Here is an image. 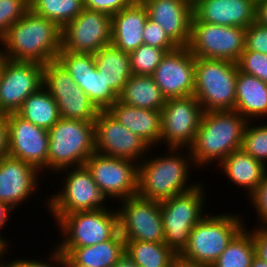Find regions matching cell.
Returning a JSON list of instances; mask_svg holds the SVG:
<instances>
[{"instance_id":"6da1fadb","label":"cell","mask_w":267,"mask_h":267,"mask_svg":"<svg viewBox=\"0 0 267 267\" xmlns=\"http://www.w3.org/2000/svg\"><path fill=\"white\" fill-rule=\"evenodd\" d=\"M0 48L9 60L45 65L55 61L61 51L62 29L52 20L29 9L8 29L0 40Z\"/></svg>"},{"instance_id":"7a4b0ae2","label":"cell","mask_w":267,"mask_h":267,"mask_svg":"<svg viewBox=\"0 0 267 267\" xmlns=\"http://www.w3.org/2000/svg\"><path fill=\"white\" fill-rule=\"evenodd\" d=\"M184 150L167 148L168 155L164 153L154 158L147 154L148 157H145L138 165L137 195L160 202L197 187L198 182L194 184L188 182L191 181V179L188 180L191 176L190 168L195 165L190 149H187L185 156L182 154Z\"/></svg>"},{"instance_id":"3957f363","label":"cell","mask_w":267,"mask_h":267,"mask_svg":"<svg viewBox=\"0 0 267 267\" xmlns=\"http://www.w3.org/2000/svg\"><path fill=\"white\" fill-rule=\"evenodd\" d=\"M248 122L235 110L204 112L190 148L195 168L213 162L218 165L234 150L240 149Z\"/></svg>"},{"instance_id":"277c9868","label":"cell","mask_w":267,"mask_h":267,"mask_svg":"<svg viewBox=\"0 0 267 267\" xmlns=\"http://www.w3.org/2000/svg\"><path fill=\"white\" fill-rule=\"evenodd\" d=\"M47 170L57 171L84 165L95 153V124L90 121L61 118L48 130ZM50 169V170H49Z\"/></svg>"},{"instance_id":"5b68a950","label":"cell","mask_w":267,"mask_h":267,"mask_svg":"<svg viewBox=\"0 0 267 267\" xmlns=\"http://www.w3.org/2000/svg\"><path fill=\"white\" fill-rule=\"evenodd\" d=\"M237 74L235 62L195 57L193 95L204 112L235 109Z\"/></svg>"},{"instance_id":"8992f818","label":"cell","mask_w":267,"mask_h":267,"mask_svg":"<svg viewBox=\"0 0 267 267\" xmlns=\"http://www.w3.org/2000/svg\"><path fill=\"white\" fill-rule=\"evenodd\" d=\"M238 215V216H237ZM242 215L233 213L205 216L192 228L181 257L211 266L232 239L245 227Z\"/></svg>"},{"instance_id":"52a82bcc","label":"cell","mask_w":267,"mask_h":267,"mask_svg":"<svg viewBox=\"0 0 267 267\" xmlns=\"http://www.w3.org/2000/svg\"><path fill=\"white\" fill-rule=\"evenodd\" d=\"M56 226L62 240L56 248L66 255L73 247H86L108 241L119 232V216L117 209L110 207L73 212L62 215Z\"/></svg>"},{"instance_id":"ba28073f","label":"cell","mask_w":267,"mask_h":267,"mask_svg":"<svg viewBox=\"0 0 267 267\" xmlns=\"http://www.w3.org/2000/svg\"><path fill=\"white\" fill-rule=\"evenodd\" d=\"M62 172L66 173L60 188L62 191L59 190L45 199L48 213L52 215L51 217L54 216L53 221L56 222L62 215L73 212L108 208L107 204L105 205L108 199L95 183L85 164L61 169L55 175Z\"/></svg>"},{"instance_id":"9c48e42d","label":"cell","mask_w":267,"mask_h":267,"mask_svg":"<svg viewBox=\"0 0 267 267\" xmlns=\"http://www.w3.org/2000/svg\"><path fill=\"white\" fill-rule=\"evenodd\" d=\"M160 201L164 243L179 255L186 247L192 228L205 216V186Z\"/></svg>"},{"instance_id":"30bf717a","label":"cell","mask_w":267,"mask_h":267,"mask_svg":"<svg viewBox=\"0 0 267 267\" xmlns=\"http://www.w3.org/2000/svg\"><path fill=\"white\" fill-rule=\"evenodd\" d=\"M245 28L201 22L194 16L188 48L194 57L237 63L245 50Z\"/></svg>"},{"instance_id":"8fae6325","label":"cell","mask_w":267,"mask_h":267,"mask_svg":"<svg viewBox=\"0 0 267 267\" xmlns=\"http://www.w3.org/2000/svg\"><path fill=\"white\" fill-rule=\"evenodd\" d=\"M43 87L57 103L61 118L96 120L99 110L57 60L43 65Z\"/></svg>"},{"instance_id":"7c38bea8","label":"cell","mask_w":267,"mask_h":267,"mask_svg":"<svg viewBox=\"0 0 267 267\" xmlns=\"http://www.w3.org/2000/svg\"><path fill=\"white\" fill-rule=\"evenodd\" d=\"M204 110L194 95L167 99L161 110V140L167 148L190 149Z\"/></svg>"},{"instance_id":"4fadbf2b","label":"cell","mask_w":267,"mask_h":267,"mask_svg":"<svg viewBox=\"0 0 267 267\" xmlns=\"http://www.w3.org/2000/svg\"><path fill=\"white\" fill-rule=\"evenodd\" d=\"M85 165L107 199H117L118 202L137 195L138 163L95 152Z\"/></svg>"},{"instance_id":"5bb4252c","label":"cell","mask_w":267,"mask_h":267,"mask_svg":"<svg viewBox=\"0 0 267 267\" xmlns=\"http://www.w3.org/2000/svg\"><path fill=\"white\" fill-rule=\"evenodd\" d=\"M119 201V232L124 240L164 242L159 201L138 195Z\"/></svg>"},{"instance_id":"9a60e30c","label":"cell","mask_w":267,"mask_h":267,"mask_svg":"<svg viewBox=\"0 0 267 267\" xmlns=\"http://www.w3.org/2000/svg\"><path fill=\"white\" fill-rule=\"evenodd\" d=\"M111 44V16L83 8L82 12L62 29L61 51L95 54Z\"/></svg>"},{"instance_id":"2e32d148","label":"cell","mask_w":267,"mask_h":267,"mask_svg":"<svg viewBox=\"0 0 267 267\" xmlns=\"http://www.w3.org/2000/svg\"><path fill=\"white\" fill-rule=\"evenodd\" d=\"M95 124V151L107 156L140 163L151 147L107 110H99ZM145 154V155H144Z\"/></svg>"},{"instance_id":"e0dca14e","label":"cell","mask_w":267,"mask_h":267,"mask_svg":"<svg viewBox=\"0 0 267 267\" xmlns=\"http://www.w3.org/2000/svg\"><path fill=\"white\" fill-rule=\"evenodd\" d=\"M41 87L42 64L7 59L0 79V114L17 112Z\"/></svg>"},{"instance_id":"ac0fdd59","label":"cell","mask_w":267,"mask_h":267,"mask_svg":"<svg viewBox=\"0 0 267 267\" xmlns=\"http://www.w3.org/2000/svg\"><path fill=\"white\" fill-rule=\"evenodd\" d=\"M56 60L98 110H107L118 100V96L106 85L102 72L96 69L94 54L60 51Z\"/></svg>"},{"instance_id":"d6986e66","label":"cell","mask_w":267,"mask_h":267,"mask_svg":"<svg viewBox=\"0 0 267 267\" xmlns=\"http://www.w3.org/2000/svg\"><path fill=\"white\" fill-rule=\"evenodd\" d=\"M9 126V156L36 167L40 173L47 168L48 130L33 125L17 112L6 114Z\"/></svg>"},{"instance_id":"ffe728a7","label":"cell","mask_w":267,"mask_h":267,"mask_svg":"<svg viewBox=\"0 0 267 267\" xmlns=\"http://www.w3.org/2000/svg\"><path fill=\"white\" fill-rule=\"evenodd\" d=\"M152 76L166 99L191 96L194 93L195 57L188 47H177L166 52Z\"/></svg>"},{"instance_id":"44dd1931","label":"cell","mask_w":267,"mask_h":267,"mask_svg":"<svg viewBox=\"0 0 267 267\" xmlns=\"http://www.w3.org/2000/svg\"><path fill=\"white\" fill-rule=\"evenodd\" d=\"M39 172L36 167L15 157L0 158V202L15 209L21 202L30 200L38 190Z\"/></svg>"},{"instance_id":"7402d4cb","label":"cell","mask_w":267,"mask_h":267,"mask_svg":"<svg viewBox=\"0 0 267 267\" xmlns=\"http://www.w3.org/2000/svg\"><path fill=\"white\" fill-rule=\"evenodd\" d=\"M148 17L159 24L178 47H188L193 17L192 0H141Z\"/></svg>"},{"instance_id":"603a6c76","label":"cell","mask_w":267,"mask_h":267,"mask_svg":"<svg viewBox=\"0 0 267 267\" xmlns=\"http://www.w3.org/2000/svg\"><path fill=\"white\" fill-rule=\"evenodd\" d=\"M257 0H193V16L210 24L247 28L256 21Z\"/></svg>"},{"instance_id":"cb8c5ba5","label":"cell","mask_w":267,"mask_h":267,"mask_svg":"<svg viewBox=\"0 0 267 267\" xmlns=\"http://www.w3.org/2000/svg\"><path fill=\"white\" fill-rule=\"evenodd\" d=\"M148 12L141 0L111 16V44L130 53L144 44Z\"/></svg>"},{"instance_id":"d4e9b609","label":"cell","mask_w":267,"mask_h":267,"mask_svg":"<svg viewBox=\"0 0 267 267\" xmlns=\"http://www.w3.org/2000/svg\"><path fill=\"white\" fill-rule=\"evenodd\" d=\"M107 111L124 127L144 140L151 148L160 146L161 111L140 109L126 105L119 100Z\"/></svg>"},{"instance_id":"484cf974","label":"cell","mask_w":267,"mask_h":267,"mask_svg":"<svg viewBox=\"0 0 267 267\" xmlns=\"http://www.w3.org/2000/svg\"><path fill=\"white\" fill-rule=\"evenodd\" d=\"M234 110L248 121L255 123L256 121H259L260 118L263 119L262 117H265L266 119L267 84L261 79L241 72L238 69Z\"/></svg>"},{"instance_id":"4316f807","label":"cell","mask_w":267,"mask_h":267,"mask_svg":"<svg viewBox=\"0 0 267 267\" xmlns=\"http://www.w3.org/2000/svg\"><path fill=\"white\" fill-rule=\"evenodd\" d=\"M125 255V240L118 232L108 241L73 247L66 255L67 267H111Z\"/></svg>"},{"instance_id":"83f0119b","label":"cell","mask_w":267,"mask_h":267,"mask_svg":"<svg viewBox=\"0 0 267 267\" xmlns=\"http://www.w3.org/2000/svg\"><path fill=\"white\" fill-rule=\"evenodd\" d=\"M230 183L242 187L249 197L259 186L267 166L247 154L242 148L234 150L220 164L217 165Z\"/></svg>"},{"instance_id":"f1b7e54d","label":"cell","mask_w":267,"mask_h":267,"mask_svg":"<svg viewBox=\"0 0 267 267\" xmlns=\"http://www.w3.org/2000/svg\"><path fill=\"white\" fill-rule=\"evenodd\" d=\"M98 72H102L106 85L119 96L132 76L129 53L112 44L102 47L94 54Z\"/></svg>"},{"instance_id":"f546056e","label":"cell","mask_w":267,"mask_h":267,"mask_svg":"<svg viewBox=\"0 0 267 267\" xmlns=\"http://www.w3.org/2000/svg\"><path fill=\"white\" fill-rule=\"evenodd\" d=\"M118 100L129 106L157 111H161L167 101L153 76L135 74L128 79Z\"/></svg>"},{"instance_id":"4dcf8cb0","label":"cell","mask_w":267,"mask_h":267,"mask_svg":"<svg viewBox=\"0 0 267 267\" xmlns=\"http://www.w3.org/2000/svg\"><path fill=\"white\" fill-rule=\"evenodd\" d=\"M17 113L46 130H50L60 119L57 103L44 87L29 95Z\"/></svg>"},{"instance_id":"1f68e13d","label":"cell","mask_w":267,"mask_h":267,"mask_svg":"<svg viewBox=\"0 0 267 267\" xmlns=\"http://www.w3.org/2000/svg\"><path fill=\"white\" fill-rule=\"evenodd\" d=\"M125 255L135 267H170L176 254L164 242L125 240Z\"/></svg>"},{"instance_id":"d6a6232c","label":"cell","mask_w":267,"mask_h":267,"mask_svg":"<svg viewBox=\"0 0 267 267\" xmlns=\"http://www.w3.org/2000/svg\"><path fill=\"white\" fill-rule=\"evenodd\" d=\"M254 256L255 247L252 234L245 226L211 267H250Z\"/></svg>"},{"instance_id":"836d02e7","label":"cell","mask_w":267,"mask_h":267,"mask_svg":"<svg viewBox=\"0 0 267 267\" xmlns=\"http://www.w3.org/2000/svg\"><path fill=\"white\" fill-rule=\"evenodd\" d=\"M30 10L63 29L83 10V0H29Z\"/></svg>"},{"instance_id":"e575fe53","label":"cell","mask_w":267,"mask_h":267,"mask_svg":"<svg viewBox=\"0 0 267 267\" xmlns=\"http://www.w3.org/2000/svg\"><path fill=\"white\" fill-rule=\"evenodd\" d=\"M165 54L161 48L142 44L129 53L132 74L152 76Z\"/></svg>"},{"instance_id":"d590c367","label":"cell","mask_w":267,"mask_h":267,"mask_svg":"<svg viewBox=\"0 0 267 267\" xmlns=\"http://www.w3.org/2000/svg\"><path fill=\"white\" fill-rule=\"evenodd\" d=\"M246 125L241 148L254 159L267 166V123Z\"/></svg>"},{"instance_id":"8d00e7d4","label":"cell","mask_w":267,"mask_h":267,"mask_svg":"<svg viewBox=\"0 0 267 267\" xmlns=\"http://www.w3.org/2000/svg\"><path fill=\"white\" fill-rule=\"evenodd\" d=\"M29 9V0H0V40Z\"/></svg>"},{"instance_id":"74e56055","label":"cell","mask_w":267,"mask_h":267,"mask_svg":"<svg viewBox=\"0 0 267 267\" xmlns=\"http://www.w3.org/2000/svg\"><path fill=\"white\" fill-rule=\"evenodd\" d=\"M237 66L241 72L253 75L267 84V54L245 49Z\"/></svg>"},{"instance_id":"f35d334b","label":"cell","mask_w":267,"mask_h":267,"mask_svg":"<svg viewBox=\"0 0 267 267\" xmlns=\"http://www.w3.org/2000/svg\"><path fill=\"white\" fill-rule=\"evenodd\" d=\"M143 40L144 44L161 48L166 52L172 51L178 47L165 33V30L149 18L143 30Z\"/></svg>"},{"instance_id":"ab89813d","label":"cell","mask_w":267,"mask_h":267,"mask_svg":"<svg viewBox=\"0 0 267 267\" xmlns=\"http://www.w3.org/2000/svg\"><path fill=\"white\" fill-rule=\"evenodd\" d=\"M245 49L267 54V27L254 21L246 28Z\"/></svg>"},{"instance_id":"60d3db41","label":"cell","mask_w":267,"mask_h":267,"mask_svg":"<svg viewBox=\"0 0 267 267\" xmlns=\"http://www.w3.org/2000/svg\"><path fill=\"white\" fill-rule=\"evenodd\" d=\"M257 213L259 224H267V170L256 190L248 197Z\"/></svg>"},{"instance_id":"b9f144b4","label":"cell","mask_w":267,"mask_h":267,"mask_svg":"<svg viewBox=\"0 0 267 267\" xmlns=\"http://www.w3.org/2000/svg\"><path fill=\"white\" fill-rule=\"evenodd\" d=\"M137 0H83L84 8L108 13L110 16L133 5Z\"/></svg>"},{"instance_id":"7bdbcfd3","label":"cell","mask_w":267,"mask_h":267,"mask_svg":"<svg viewBox=\"0 0 267 267\" xmlns=\"http://www.w3.org/2000/svg\"><path fill=\"white\" fill-rule=\"evenodd\" d=\"M54 249L55 250H51L52 253H50L49 255V257L51 256L50 258H48L49 261L41 259L38 261L33 258L28 259L27 257H25L23 259L15 258V260H11V262L16 267H67L65 255H63L56 247Z\"/></svg>"},{"instance_id":"ee69618b","label":"cell","mask_w":267,"mask_h":267,"mask_svg":"<svg viewBox=\"0 0 267 267\" xmlns=\"http://www.w3.org/2000/svg\"><path fill=\"white\" fill-rule=\"evenodd\" d=\"M259 226L249 230L252 234L255 247V255L267 262V224H258Z\"/></svg>"},{"instance_id":"f6af8a7d","label":"cell","mask_w":267,"mask_h":267,"mask_svg":"<svg viewBox=\"0 0 267 267\" xmlns=\"http://www.w3.org/2000/svg\"><path fill=\"white\" fill-rule=\"evenodd\" d=\"M9 153V126L6 114H0V158Z\"/></svg>"},{"instance_id":"bcb514c9","label":"cell","mask_w":267,"mask_h":267,"mask_svg":"<svg viewBox=\"0 0 267 267\" xmlns=\"http://www.w3.org/2000/svg\"><path fill=\"white\" fill-rule=\"evenodd\" d=\"M256 22L267 27V0L256 1Z\"/></svg>"},{"instance_id":"7dc6e473","label":"cell","mask_w":267,"mask_h":267,"mask_svg":"<svg viewBox=\"0 0 267 267\" xmlns=\"http://www.w3.org/2000/svg\"><path fill=\"white\" fill-rule=\"evenodd\" d=\"M170 267H211V266L193 262L181 257L180 255H176L172 260Z\"/></svg>"},{"instance_id":"c3c4849f","label":"cell","mask_w":267,"mask_h":267,"mask_svg":"<svg viewBox=\"0 0 267 267\" xmlns=\"http://www.w3.org/2000/svg\"><path fill=\"white\" fill-rule=\"evenodd\" d=\"M11 211H14L13 208L6 203L0 202V229L5 226V223L7 224V221L10 219ZM1 235L0 232V237H4Z\"/></svg>"},{"instance_id":"681fc988","label":"cell","mask_w":267,"mask_h":267,"mask_svg":"<svg viewBox=\"0 0 267 267\" xmlns=\"http://www.w3.org/2000/svg\"><path fill=\"white\" fill-rule=\"evenodd\" d=\"M8 243L9 242L5 237H0V267L6 263L5 260H2V258L4 259V257H3L4 254H6V252H8V250H7V248H9Z\"/></svg>"},{"instance_id":"f907efd6","label":"cell","mask_w":267,"mask_h":267,"mask_svg":"<svg viewBox=\"0 0 267 267\" xmlns=\"http://www.w3.org/2000/svg\"><path fill=\"white\" fill-rule=\"evenodd\" d=\"M111 267H135V264L127 255H124L115 265Z\"/></svg>"},{"instance_id":"816d5d0a","label":"cell","mask_w":267,"mask_h":267,"mask_svg":"<svg viewBox=\"0 0 267 267\" xmlns=\"http://www.w3.org/2000/svg\"><path fill=\"white\" fill-rule=\"evenodd\" d=\"M250 267H267V262H265L264 260L260 259L255 255L252 259Z\"/></svg>"},{"instance_id":"f5cc1de1","label":"cell","mask_w":267,"mask_h":267,"mask_svg":"<svg viewBox=\"0 0 267 267\" xmlns=\"http://www.w3.org/2000/svg\"><path fill=\"white\" fill-rule=\"evenodd\" d=\"M7 58L4 56V54L2 53L1 49H0V79H1V75L5 66Z\"/></svg>"},{"instance_id":"db71d44e","label":"cell","mask_w":267,"mask_h":267,"mask_svg":"<svg viewBox=\"0 0 267 267\" xmlns=\"http://www.w3.org/2000/svg\"><path fill=\"white\" fill-rule=\"evenodd\" d=\"M1 267H16V266L11 261L7 262L6 260V263Z\"/></svg>"}]
</instances>
